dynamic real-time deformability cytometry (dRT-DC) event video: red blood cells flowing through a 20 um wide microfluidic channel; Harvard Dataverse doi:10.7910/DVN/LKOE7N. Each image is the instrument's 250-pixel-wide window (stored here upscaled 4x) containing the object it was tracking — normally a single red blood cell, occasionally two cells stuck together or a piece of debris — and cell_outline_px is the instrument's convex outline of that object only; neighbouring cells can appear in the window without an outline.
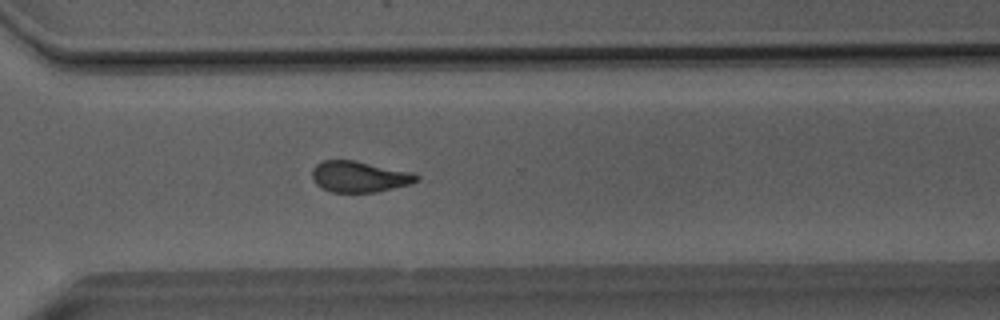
{"species": "Egyptian fruit bat (a non-hibernating species)", "species_latin": "Rousettus aegyptiacus", "temperature_condition": "room temperature", "stored_images_in_passage": 51, "segment_of_instrument_passage": [1, 2], "camera_frame_rate_fps": 3000, "um_per_image_px": 0.085, "animal": {"sex": "male"}, "frame": {"image": 1, "passage_image": 36, "time_ms": 11.667, "image_size_px": [1000, 320], "cell_outline_px": [[420, 180], [412, 184], [376, 192], [332, 192], [316, 184], [312, 180], [312, 168], [316, 164], [324, 160], [356, 160], [412, 172], [420, 176]], "centroid_in_image_um": [30.57, 15.01], "position_along_channel_um": 340.0, "area_um2": 19.07}}
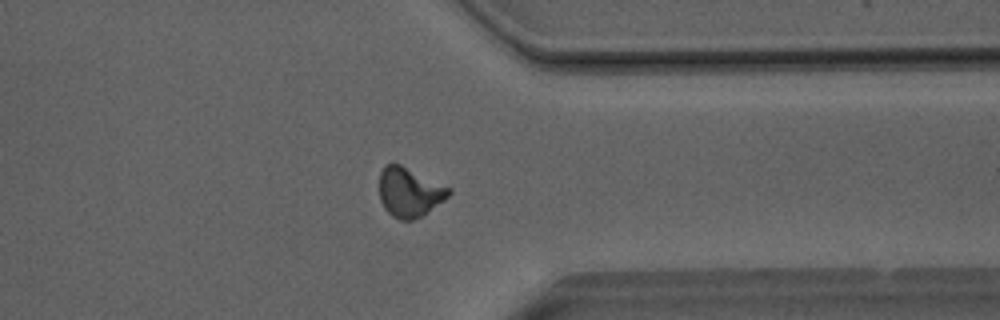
{"frame": {"image": 2, "passage_image": 39, "time_ms": 12.667, "image_size_px": [1000, 320], "cell_outline_px": [[452, 192], [444, 200], [420, 216], [412, 220], [400, 220], [392, 216], [384, 208], [380, 200], [380, 172], [384, 164], [400, 164], [452, 188]], "centroid_in_image_um": [34.79, 16.32], "position_along_channel_um": 376.6, "area_um2": 19.88}}
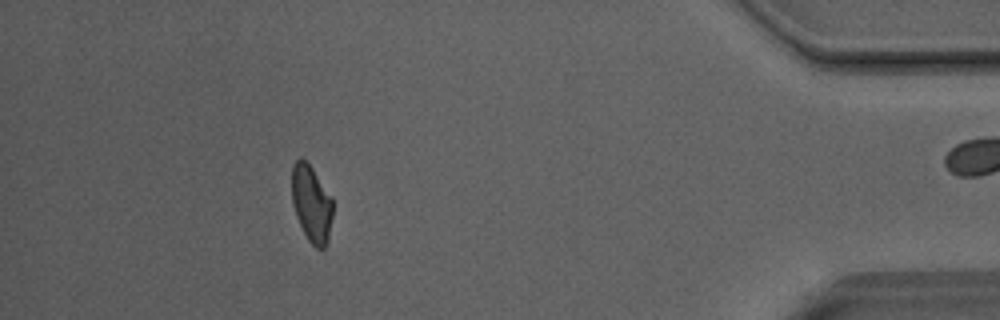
{"frame": {"image": 3, "passage_image": 45, "time_ms": 14.667, "image_size_px": [1000, 320], "cell_outline_px": [[332, 216], [328, 240], [324, 248], [316, 248], [308, 240], [296, 216], [292, 204], [292, 164], [300, 156], [312, 168], [332, 196]], "centroid_in_image_um": [26.47, 17.29], "position_along_channel_um": 408.7, "area_um2": 18.32}}